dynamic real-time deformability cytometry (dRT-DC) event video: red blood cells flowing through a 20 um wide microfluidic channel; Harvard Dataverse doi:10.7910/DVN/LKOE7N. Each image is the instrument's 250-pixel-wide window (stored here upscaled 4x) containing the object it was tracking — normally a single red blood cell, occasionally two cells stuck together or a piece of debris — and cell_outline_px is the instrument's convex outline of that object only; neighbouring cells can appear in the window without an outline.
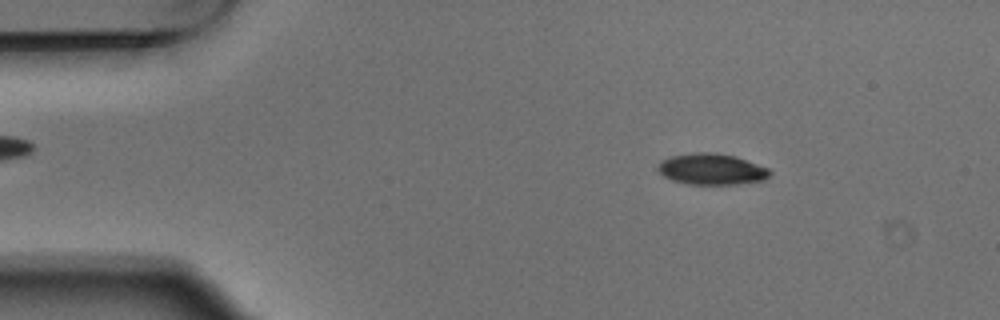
{"species": "Egyptian fruit bat (a non-hibernating species)", "species_latin": "Rousettus aegyptiacus", "temperature_condition": "warm", "stored_images_in_passage": 3, "camera_frame_rate_fps": 3000, "um_per_image_px": 0.085, "animal": {"sex": "male"}, "frame": {"image": 1, "passage_image": 1, "time_ms": 0.0, "image_size_px": [1000, 320], "cell_outline_px": [[772, 172], [764, 180], [736, 184], [688, 184], [672, 180], [664, 176], [656, 168], [656, 164], [660, 160], [672, 156], [696, 152], [716, 152], [736, 156], [768, 168]], "centroid_in_image_um": [60.46, 14.37], "position_along_channel_um": 24.5, "area_um2": 20.4}}